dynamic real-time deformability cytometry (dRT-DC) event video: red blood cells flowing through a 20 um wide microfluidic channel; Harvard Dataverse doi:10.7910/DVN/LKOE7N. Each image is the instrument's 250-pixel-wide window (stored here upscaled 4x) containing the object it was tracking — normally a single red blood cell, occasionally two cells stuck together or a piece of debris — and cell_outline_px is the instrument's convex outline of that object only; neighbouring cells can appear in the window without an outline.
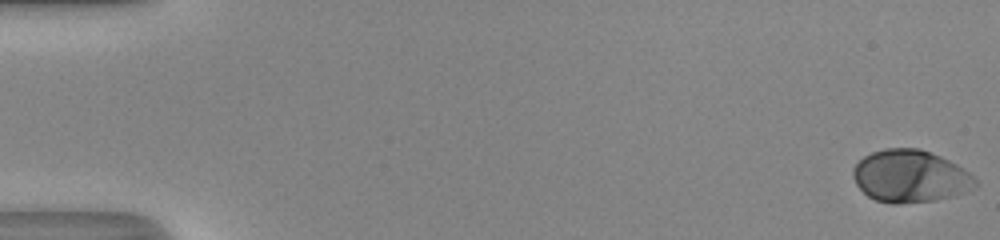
{"species": "human", "species_latin": "Homo sapiens", "temperature_condition": "room temperature", "stored_images_in_passage": 52, "camera_frame_rate_fps": 3000, "um_per_image_px": 0.085, "donor": {"sex": "male"}, "frame": {"image": 1, "passage_image": 1, "time_ms": 0.0, "image_size_px": [1000, 240], "cell_outline_px": [[976, 184], [964, 192], [932, 200], [896, 204], [892, 204], [876, 200], [868, 196], [856, 184], [852, 176], [852, 168], [864, 156], [872, 152], [884, 148], [920, 148], [940, 156], [956, 164], [968, 172], [976, 180]], "centroid_in_image_um": [77.3, 14.96], "position_along_channel_um": 7.7, "area_um2": 36.88}}
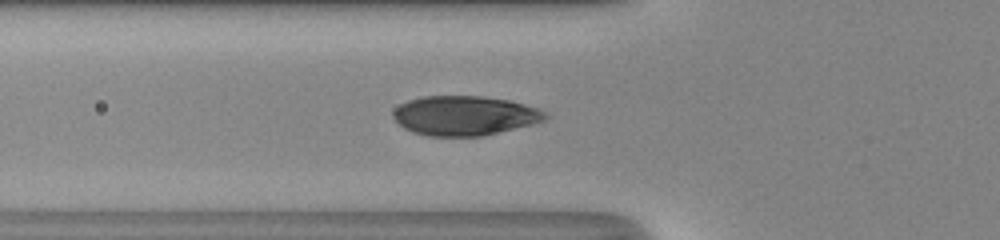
{"frame": {"image": 2, "passage_image": 20, "time_ms": 6.333, "image_size_px": [1000, 240], "cell_outline_px": [[548, 116], [544, 120], [532, 124], [480, 136], [428, 136], [412, 132], [404, 128], [392, 116], [392, 112], [400, 104], [408, 100], [424, 96], [480, 96], [508, 100], [524, 104], [548, 112]], "centroid_in_image_um": [39.47, 9.82], "position_along_channel_um": 86.3, "area_um2": 34.85}}
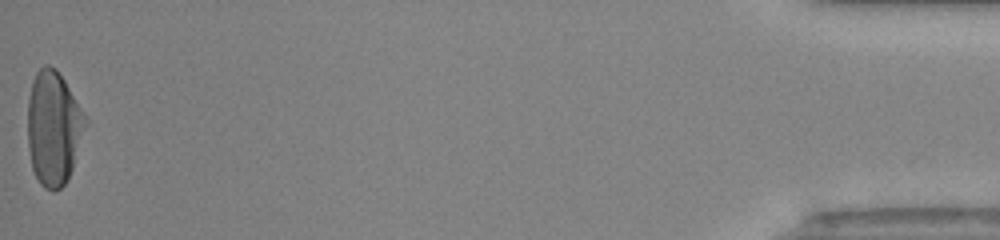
{"frame": {"image": 3, "passage_image": 52, "time_ms": 17.0, "image_size_px": [1000, 240], "cell_outline_px": [[88, 124], [72, 168], [64, 184], [60, 188], [44, 188], [40, 184], [32, 168], [28, 144], [28, 100], [32, 80], [36, 72], [44, 64], [48, 64], [56, 68], [64, 80], [88, 120]], "centroid_in_image_um": [4.55, 10.84], "position_along_channel_um": 430.7, "area_um2": 38.21}, "authors_computed_cell_mechanics": {"area_um2": 35.836, "velocity_mm_per_s": 4.1299, "shape_relaxation_time_tau1_ms": 2.3405, "shape_relaxation_time_tau2_ms": null, "deformation_change_tau1": 0.1618, "deformation_change_tau2": null}}